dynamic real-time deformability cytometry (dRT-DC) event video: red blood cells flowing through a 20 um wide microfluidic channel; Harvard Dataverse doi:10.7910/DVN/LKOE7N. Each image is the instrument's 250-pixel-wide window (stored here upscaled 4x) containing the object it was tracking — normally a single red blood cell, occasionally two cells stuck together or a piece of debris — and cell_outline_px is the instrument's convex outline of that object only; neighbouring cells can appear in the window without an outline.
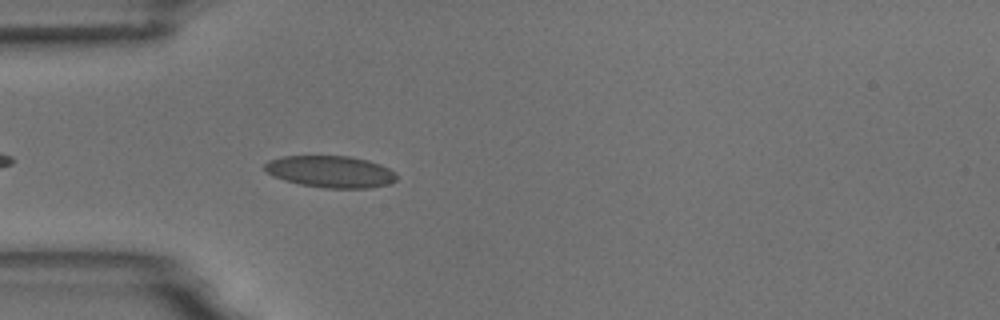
{"species": "common noctule bat (a hibernating species)", "species_latin": "Nyctalus noctula", "temperature_condition": "room temperature", "stored_images_in_passage": 4, "camera_frame_rate_fps": 3000, "um_per_image_px": 0.085, "animal": {"sex": "male", "body_mass_g": 18.8}, "frame": {"image": 1, "passage_image": 4, "time_ms": 4.333, "image_size_px": [1000, 320], "cell_outline_px": [[396, 180], [388, 184], [372, 188], [324, 188], [300, 184], [284, 180], [272, 176], [264, 168], [264, 164], [268, 160], [284, 156], [348, 156], [368, 160], [380, 164], [396, 172]], "centroid_in_image_um": [28.1, 14.59], "position_along_channel_um": 56.9, "area_um2": 24.51}}